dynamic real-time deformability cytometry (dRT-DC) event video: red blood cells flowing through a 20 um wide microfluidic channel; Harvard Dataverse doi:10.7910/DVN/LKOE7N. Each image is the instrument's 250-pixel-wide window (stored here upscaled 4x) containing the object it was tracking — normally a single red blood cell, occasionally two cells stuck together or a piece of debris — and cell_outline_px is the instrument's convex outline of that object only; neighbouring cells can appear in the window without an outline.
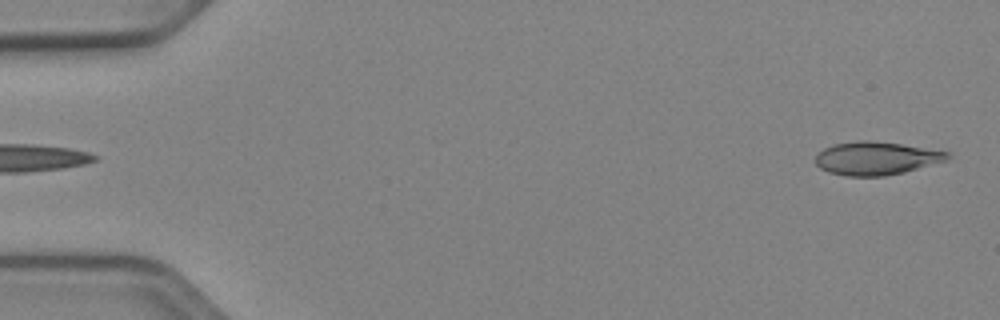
{"species": "Egyptian fruit bat (a non-hibernating species)", "species_latin": "Rousettus aegyptiacus", "temperature_condition": "cold", "stored_images_in_passage": 51, "camera_frame_rate_fps": 3000, "um_per_image_px": 0.085, "animal": {"sex": "female"}, "frame": {"image": 1, "passage_image": 1, "time_ms": 0.0, "image_size_px": [1000, 320], "cell_outline_px": [[952, 156], [948, 160], [904, 172], [884, 176], [844, 176], [828, 172], [820, 168], [816, 164], [816, 156], [824, 148], [836, 144], [860, 140], [868, 140], [900, 144], [948, 152]], "centroid_in_image_um": [74.47, 13.46], "position_along_channel_um": 10.5, "area_um2": 25.32}}
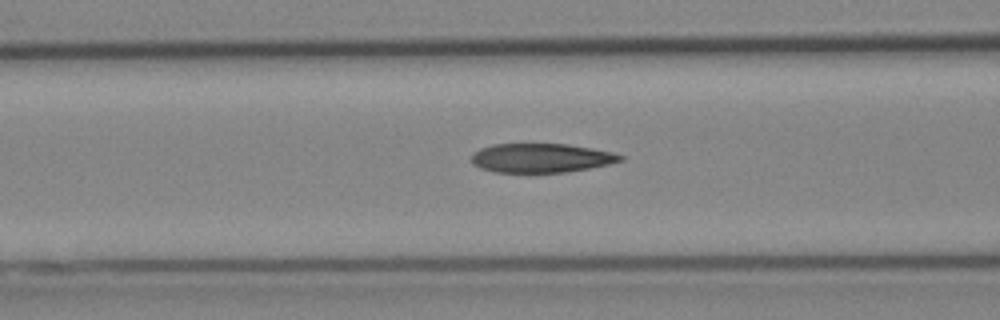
{"frame": {"image": 2, "passage_image": 20, "time_ms": 6.333, "image_size_px": [1000, 320], "cell_outline_px": [[624, 160], [608, 164], [588, 168], [564, 172], [496, 172], [480, 168], [472, 164], [472, 152], [480, 148], [492, 144], [568, 144], [592, 148], [612, 152], [624, 156]], "centroid_in_image_um": [45.97, 13.42], "position_along_channel_um": 120.6, "area_um2": 25.2}}
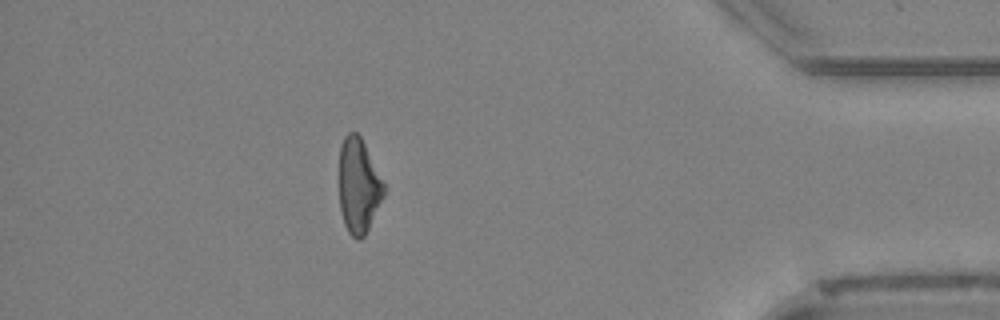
{"frame": {"image": 3, "passage_image": 45, "time_ms": 14.667, "image_size_px": [1000, 320], "cell_outline_px": [[384, 196], [364, 236], [360, 240], [356, 240], [348, 232], [344, 224], [340, 208], [340, 144], [344, 136], [348, 132], [356, 132], [360, 136], [384, 184]], "centroid_in_image_um": [30.46, 15.81], "position_along_channel_um": 404.7, "area_um2": 24.33}, "authors_computed_cell_mechanics": {"area_um2": 25.9522, "velocity_mm_per_s": 3.9217, "shape_relaxation_time_tau1_ms": null, "shape_relaxation_time_tau2_ms": 4.2854, "deformation_change_tau1": null, "deformation_change_tau2": 0.133}}